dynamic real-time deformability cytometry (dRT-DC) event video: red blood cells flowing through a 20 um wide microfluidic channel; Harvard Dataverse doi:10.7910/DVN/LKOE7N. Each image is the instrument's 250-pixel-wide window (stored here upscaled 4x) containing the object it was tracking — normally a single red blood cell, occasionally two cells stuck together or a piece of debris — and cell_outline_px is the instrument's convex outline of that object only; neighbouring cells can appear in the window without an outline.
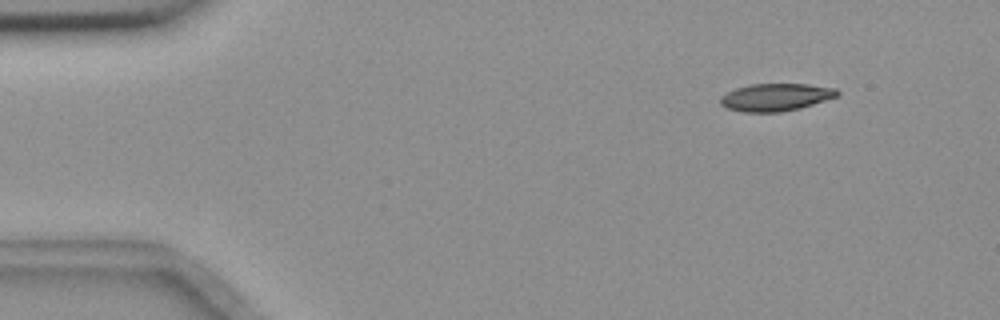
{"species": "common noctule bat (a hibernating species)", "species_latin": "Nyctalus noctula", "temperature_condition": "room temperature", "stored_images_in_passage": 5, "camera_frame_rate_fps": 3000, "um_per_image_px": 0.085, "animal": {"sex": "female", "body_mass_g": 18.4}, "frame": {"image": 1, "passage_image": 1, "time_ms": 0.0, "image_size_px": [1000, 320], "cell_outline_px": [[840, 96], [800, 108], [780, 112], [744, 112], [728, 108], [720, 104], [720, 96], [736, 88], [752, 84], [808, 84], [836, 88], [840, 92]], "centroid_in_image_um": [65.98, 8.26], "position_along_channel_um": 19.0, "area_um2": 18.79}}